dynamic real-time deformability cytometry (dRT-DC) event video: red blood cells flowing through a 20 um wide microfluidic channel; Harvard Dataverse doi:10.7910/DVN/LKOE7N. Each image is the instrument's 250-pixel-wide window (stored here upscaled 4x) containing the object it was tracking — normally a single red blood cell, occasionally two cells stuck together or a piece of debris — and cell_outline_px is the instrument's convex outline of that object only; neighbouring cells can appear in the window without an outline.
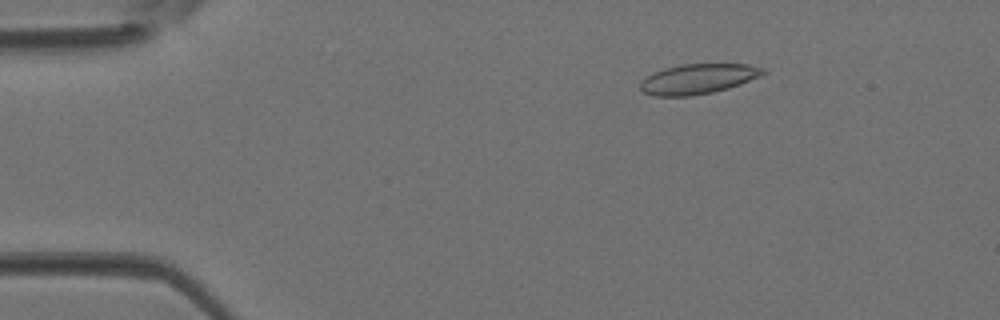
{"species": "Egyptian fruit bat (a non-hibernating species)", "species_latin": "Rousettus aegyptiacus", "temperature_condition": "room temperature", "stored_images_in_passage": 40, "camera_frame_rate_fps": 3000, "um_per_image_px": 0.085, "animal": {"sex": "female"}, "frame": {"image": 1, "passage_image": 4, "time_ms": 1.0, "image_size_px": [1000, 320], "cell_outline_px": [[768, 72], [760, 76], [740, 84], [728, 88], [712, 92], [692, 96], [652, 96], [644, 92], [640, 88], [640, 84], [652, 72], [664, 68], [680, 64], [748, 64], [764, 68]], "centroid_in_image_um": [59.34, 6.7], "position_along_channel_um": 25.7, "area_um2": 21.5}}
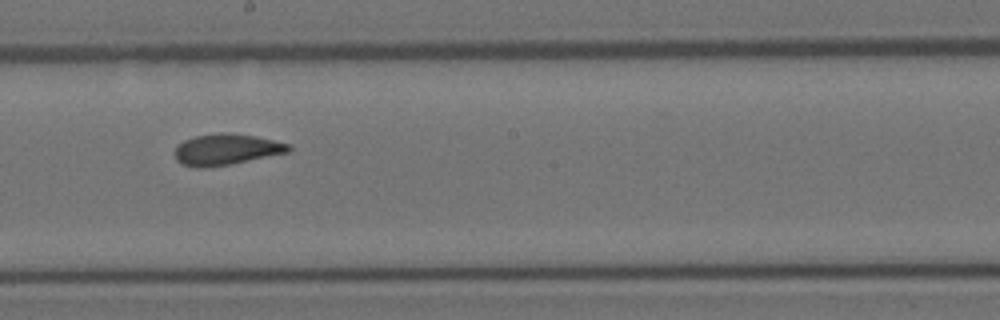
{"frame": {"image": 2, "passage_image": 21, "time_ms": 6.667, "image_size_px": [1000, 320], "cell_outline_px": [[292, 152], [228, 164], [204, 168], [196, 168], [184, 164], [176, 160], [176, 144], [184, 140], [196, 136], [220, 132], [232, 132], [256, 136], [292, 144]], "centroid_in_image_um": [19.29, 12.68], "position_along_channel_um": 228.9, "area_um2": 20.81}}
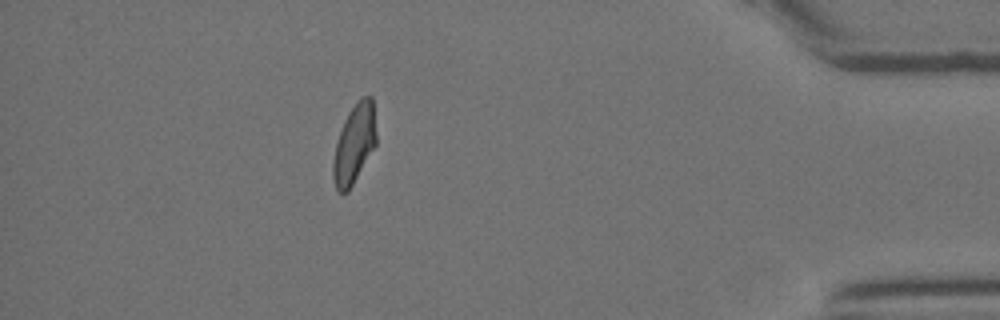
{"frame": {"image": 3, "passage_image": 35, "time_ms": 11.333, "image_size_px": [1000, 320], "cell_outline_px": [[376, 144], [348, 192], [340, 192], [336, 188], [332, 176], [332, 164], [336, 144], [344, 120], [348, 112], [356, 100], [360, 96], [372, 96], [376, 132]], "centroid_in_image_um": [30.11, 12.2], "position_along_channel_um": 405.1, "area_um2": 19.83}}